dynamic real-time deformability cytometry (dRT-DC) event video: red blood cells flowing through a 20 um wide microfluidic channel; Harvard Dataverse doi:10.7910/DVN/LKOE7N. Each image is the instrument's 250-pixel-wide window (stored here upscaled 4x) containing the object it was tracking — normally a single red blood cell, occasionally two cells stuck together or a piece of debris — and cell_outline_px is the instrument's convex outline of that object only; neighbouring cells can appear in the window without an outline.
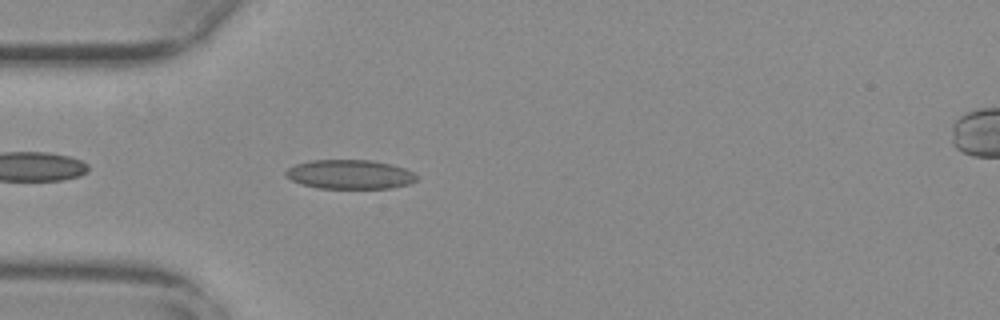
{"species": "common noctule bat (a hibernating species)", "species_latin": "Nyctalus noctula", "temperature_condition": "warm", "stored_images_in_passage": 35, "camera_frame_rate_fps": 3000, "um_per_image_px": 0.085, "animal": {"sex": "female", "body_mass_g": 29.2, "forearm_length_mm": 56.3}, "frame": {"image": 1, "passage_image": 1, "time_ms": 0.0, "image_size_px": [1000, 320], "cell_outline_px": [[420, 176], [416, 180], [408, 184], [392, 188], [316, 188], [300, 184], [284, 176], [284, 172], [288, 168], [296, 164], [312, 160], [372, 160], [392, 164], [404, 168]], "centroid_in_image_um": [29.73, 14.82], "position_along_channel_um": 55.3, "area_um2": 22.43}}
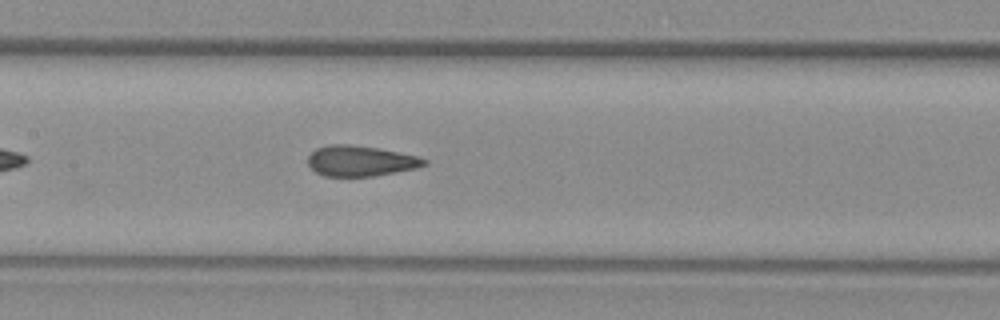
{"frame": {"image": 2, "passage_image": 11, "time_ms": 3.333, "image_size_px": [1000, 320], "cell_outline_px": [[428, 164], [416, 168], [376, 176], [324, 176], [316, 172], [308, 164], [308, 156], [316, 148], [332, 144], [348, 144], [380, 148], [416, 156], [428, 160]], "centroid_in_image_um": [30.65, 13.68], "position_along_channel_um": 176.8, "area_um2": 20.69}}
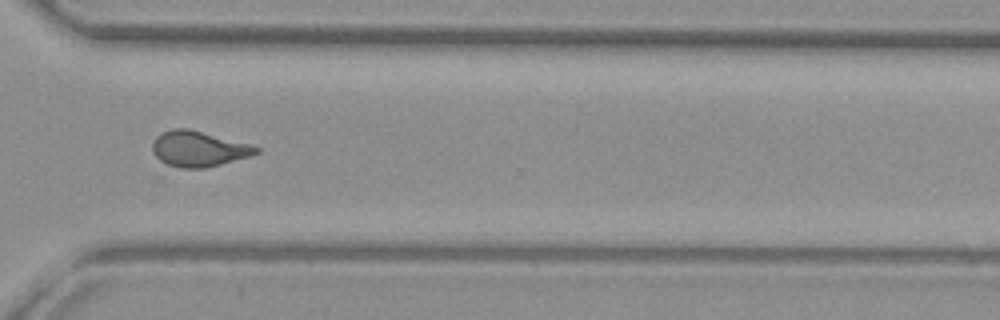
{"frame": {"image": 3, "passage_image": 25, "time_ms": 8.0, "image_size_px": [1000, 320], "cell_outline_px": [[260, 152], [252, 156], [204, 168], [160, 168], [152, 152], [152, 144], [156, 136], [160, 132], [172, 128], [188, 128], [248, 144], [260, 148]], "centroid_in_image_um": [16.75, 12.69], "position_along_channel_um": 353.8, "area_um2": 22.14}, "authors_computed_cell_mechanics": {"area_um2": 20.9814, "velocity_mm_per_s": 3.7944, "shape_relaxation_time_tau1_ms": null, "shape_relaxation_time_tau2_ms": 1.3092, "deformation_change_tau1": null, "deformation_change_tau2": 0.0801}}